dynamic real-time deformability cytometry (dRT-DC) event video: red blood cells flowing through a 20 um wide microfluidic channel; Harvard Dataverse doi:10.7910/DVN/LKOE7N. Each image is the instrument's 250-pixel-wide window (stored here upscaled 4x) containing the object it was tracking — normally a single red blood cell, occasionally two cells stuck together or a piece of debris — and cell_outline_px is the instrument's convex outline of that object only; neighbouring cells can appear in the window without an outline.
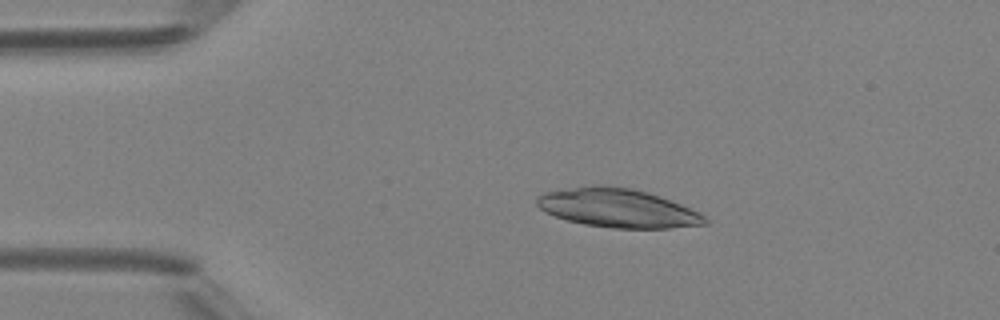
{"species": "Egyptian fruit bat (a non-hibernating species)", "species_latin": "Rousettus aegyptiacus", "temperature_condition": "room temperature", "stored_images_in_passage": 3, "camera_frame_rate_fps": 3000, "um_per_image_px": 0.085, "animal": {"sex": "female"}, "frame": {"image": 1, "passage_image": 2, "time_ms": 1.333, "image_size_px": [1000, 320], "cell_outline_px": [[708, 224], [668, 228], [612, 228], [584, 224], [568, 220], [544, 212], [536, 204], [536, 196], [544, 192], [576, 188], [632, 188], [648, 192], [660, 196], [700, 212], [708, 220]], "centroid_in_image_um": [52.55, 17.72], "position_along_channel_um": 32.5, "area_um2": 36.99}}